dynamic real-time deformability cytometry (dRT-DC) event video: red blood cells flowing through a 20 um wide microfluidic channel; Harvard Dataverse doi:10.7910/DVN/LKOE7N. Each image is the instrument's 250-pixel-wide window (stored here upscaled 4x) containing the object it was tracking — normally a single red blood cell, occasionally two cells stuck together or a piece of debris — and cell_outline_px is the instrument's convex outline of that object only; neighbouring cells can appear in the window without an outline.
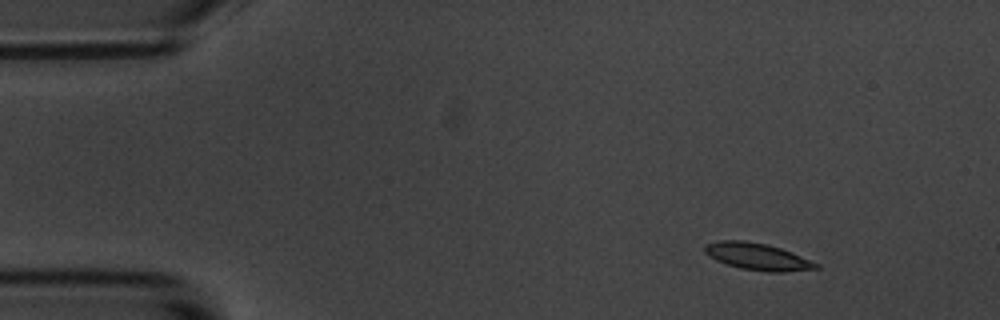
{"species": "common noctule bat (a hibernating species)", "species_latin": "Nyctalus noctula", "temperature_condition": "room temperature", "stored_images_in_passage": 5, "camera_frame_rate_fps": 3000, "um_per_image_px": 0.085, "animal": {"sex": "male", "body_mass_g": 20.1, "forearm_length_mm": 53.5}, "frame": {"image": 1, "passage_image": 2, "time_ms": 1.0, "image_size_px": [1000, 320], "cell_outline_px": [[820, 268], [784, 272], [768, 272], [740, 268], [716, 260], [708, 256], [704, 252], [704, 244], [716, 240], [744, 240], [768, 244], [792, 252], [820, 264]], "centroid_in_image_um": [64.37, 21.8], "position_along_channel_um": 20.6, "area_um2": 17.63}}
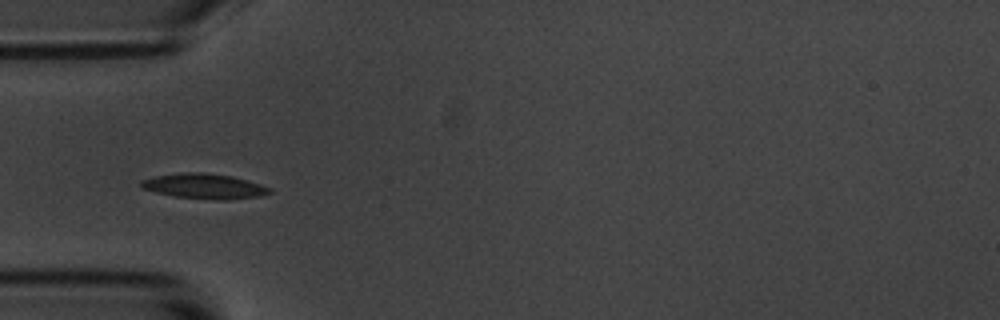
{"frame": {"image": 2, "passage_image": 5, "time_ms": 4.667, "image_size_px": [1000, 320], "cell_outline_px": [[272, 192], [260, 196], [228, 200], [216, 200], [172, 196], [156, 192], [144, 188], [140, 184], [140, 180], [152, 176], [184, 172], [200, 172], [232, 176], [248, 180], [272, 188]], "centroid_in_image_um": [17.38, 15.83], "position_along_channel_um": 67.6, "area_um2": 18.9}}